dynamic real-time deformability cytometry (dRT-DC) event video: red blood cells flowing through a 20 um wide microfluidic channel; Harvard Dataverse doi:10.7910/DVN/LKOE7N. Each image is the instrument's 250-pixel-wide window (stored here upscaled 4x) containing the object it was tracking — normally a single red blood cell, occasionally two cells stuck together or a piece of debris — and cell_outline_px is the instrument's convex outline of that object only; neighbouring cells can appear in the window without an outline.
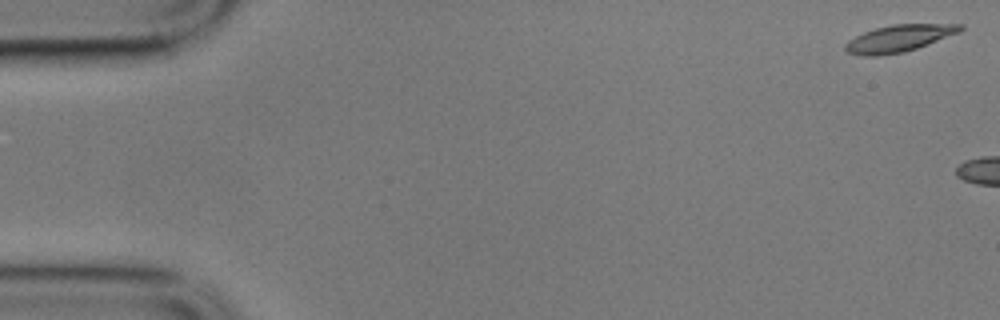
{"species": "common noctule bat (a hibernating species)", "species_latin": "Nyctalus noctula", "temperature_condition": "cold", "stored_images_in_passage": 2, "camera_frame_rate_fps": 3000, "um_per_image_px": 0.085, "animal": {"sex": "male", "body_mass_g": 17.9}, "frame": {"image": 1, "passage_image": 1, "time_ms": 0.0, "image_size_px": [1000, 320], "cell_outline_px": [[964, 28], [960, 32], [916, 48], [904, 52], [880, 56], [860, 56], [848, 52], [844, 48], [844, 44], [848, 40], [864, 32], [876, 28], [892, 24], [964, 24]], "centroid_in_image_um": [76.39, 3.26], "position_along_channel_um": 8.6, "area_um2": 18.03}}